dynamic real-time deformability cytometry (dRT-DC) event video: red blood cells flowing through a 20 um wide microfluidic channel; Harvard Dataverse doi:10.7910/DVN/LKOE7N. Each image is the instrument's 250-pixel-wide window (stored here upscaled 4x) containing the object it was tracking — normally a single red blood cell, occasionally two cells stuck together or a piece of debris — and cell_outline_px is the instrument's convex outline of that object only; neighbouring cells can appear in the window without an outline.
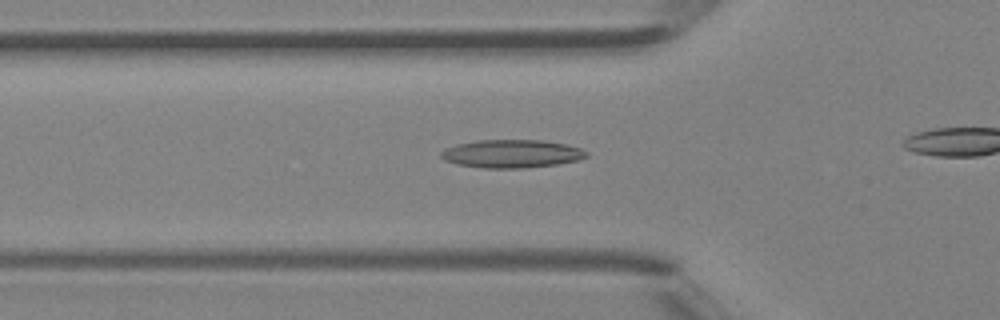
{"species": "Egyptian fruit bat (a non-hibernating species)", "species_latin": "Rousettus aegyptiacus", "temperature_condition": "room temperature", "stored_images_in_passage": 34, "camera_frame_rate_fps": 3000, "um_per_image_px": 0.085, "animal": {"sex": "female"}, "frame": {"image": 1, "passage_image": 13, "time_ms": 4.0, "image_size_px": [1000, 320], "cell_outline_px": [[588, 156], [576, 160], [556, 164], [524, 168], [484, 168], [456, 164], [444, 160], [440, 156], [440, 152], [444, 148], [456, 144], [476, 140], [544, 140], [568, 144], [580, 148], [588, 152]], "centroid_in_image_um": [43.46, 13.06], "position_along_channel_um": 82.3, "area_um2": 23.99}}
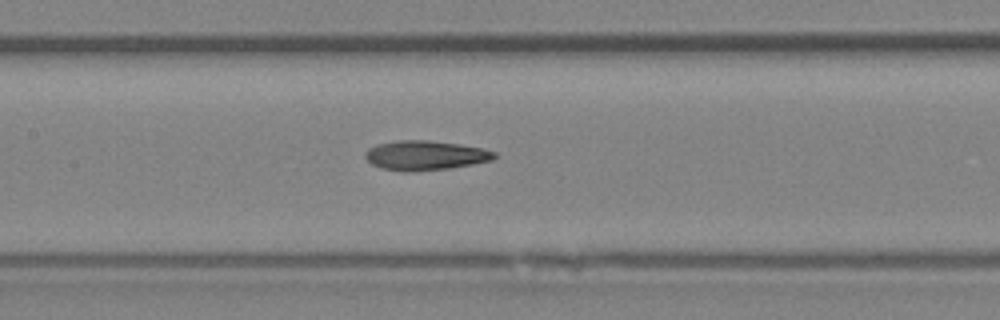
{"frame": {"image": 2, "passage_image": 19, "time_ms": 6.0, "image_size_px": [1000, 320], "cell_outline_px": [[496, 156], [492, 160], [472, 164], [448, 168], [416, 172], [400, 172], [380, 168], [372, 164], [364, 156], [364, 152], [368, 148], [376, 144], [396, 140], [428, 140], [460, 144], [484, 148], [496, 152]], "centroid_in_image_um": [36.11, 13.21], "position_along_channel_um": 171.3, "area_um2": 22.54}}
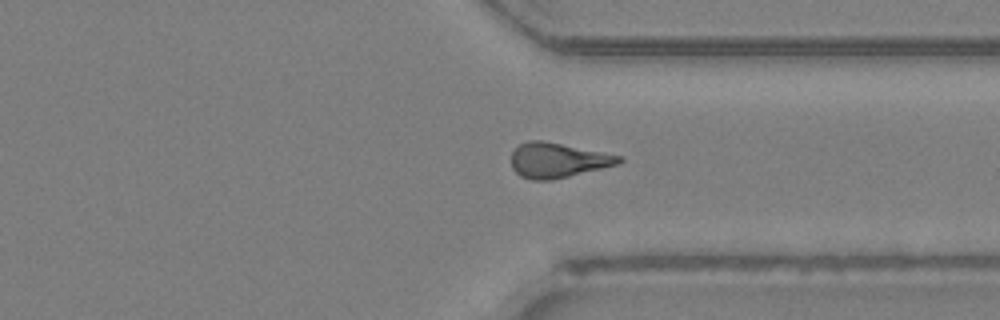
{"frame": {"image": 3, "passage_image": 32, "time_ms": 10.333, "image_size_px": [1000, 320], "cell_outline_px": [[624, 160], [620, 164], [552, 180], [532, 180], [520, 176], [512, 168], [512, 152], [520, 144], [528, 140], [544, 140], [624, 156]], "centroid_in_image_um": [47.44, 13.61], "position_along_channel_um": 364.0, "area_um2": 22.08}}